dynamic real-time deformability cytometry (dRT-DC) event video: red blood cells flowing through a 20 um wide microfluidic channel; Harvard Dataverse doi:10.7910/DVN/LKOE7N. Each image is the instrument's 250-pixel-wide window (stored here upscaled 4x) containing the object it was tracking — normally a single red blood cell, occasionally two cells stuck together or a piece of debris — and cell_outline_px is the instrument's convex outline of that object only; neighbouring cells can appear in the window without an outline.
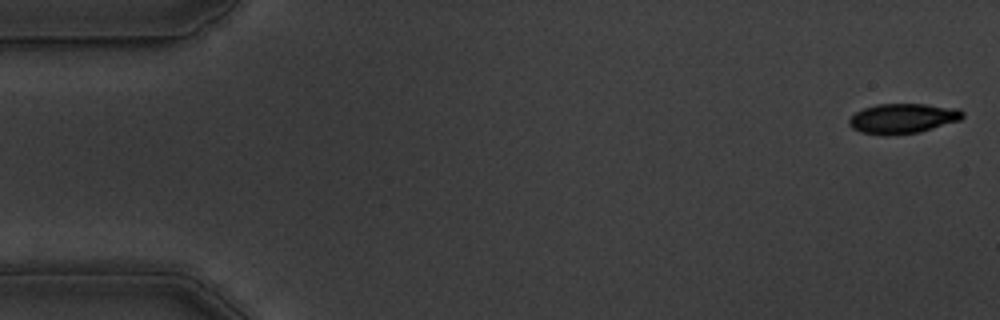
{"species": "common noctule bat (a hibernating species)", "species_latin": "Nyctalus noctula", "temperature_condition": "warm", "stored_images_in_passage": 55, "camera_frame_rate_fps": 3000, "um_per_image_px": 0.085, "animal": {"sex": "male", "body_mass_g": 19.5, "forearm_length_mm": 54.6}, "frame": {"image": 1, "passage_image": 1, "time_ms": 0.0, "image_size_px": [1000, 320], "cell_outline_px": [[964, 116], [960, 120], [920, 132], [888, 136], [884, 136], [860, 132], [852, 128], [848, 124], [848, 120], [856, 112], [864, 108], [876, 104], [924, 104], [960, 108], [964, 112]], "centroid_in_image_um": [76.74, 10.07], "position_along_channel_um": 8.3, "area_um2": 20.06}}
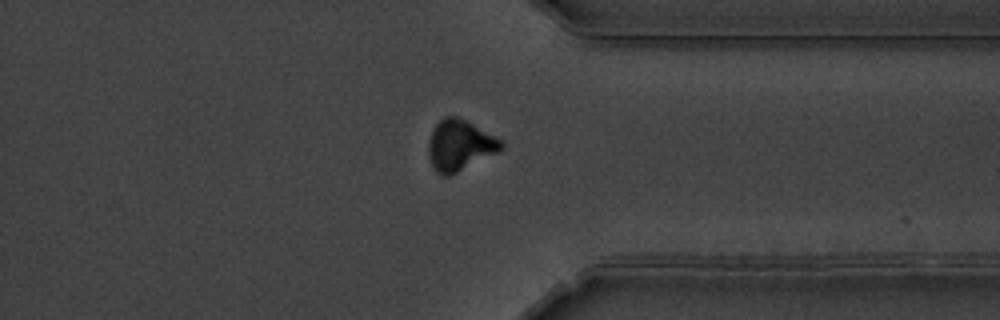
{"frame": {"image": 2, "passage_image": 42, "time_ms": 13.667, "image_size_px": [1000, 320], "cell_outline_px": [[504, 148], [448, 176], [440, 176], [432, 168], [428, 152], [428, 140], [432, 128], [444, 116], [456, 116], [504, 140]], "centroid_in_image_um": [39.04, 12.34], "position_along_channel_um": 372.4, "area_um2": 21.39}}
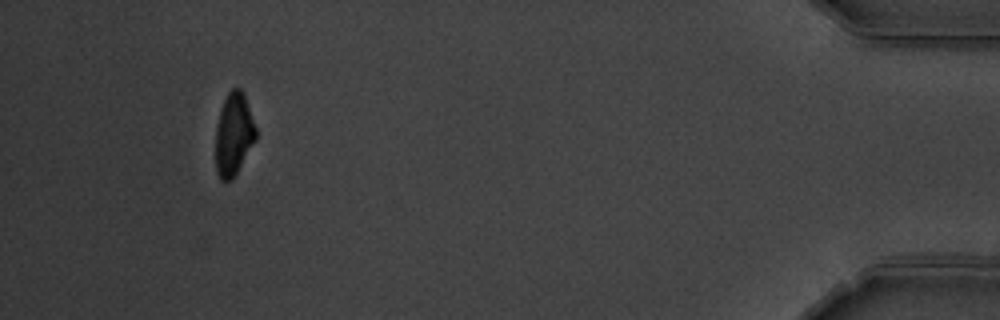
{"frame": {"image": 3, "passage_image": 51, "time_ms": 16.667, "image_size_px": [1000, 320], "cell_outline_px": [[256, 140], [232, 180], [220, 180], [216, 172], [216, 124], [224, 100], [228, 92], [232, 88], [240, 88], [244, 92], [256, 128]], "centroid_in_image_um": [19.87, 11.41], "position_along_channel_um": 415.3, "area_um2": 19.36}, "authors_computed_cell_mechanics": {"area_um2": 21.1548, "velocity_mm_per_s": 3.6462, "shape_relaxation_time_tau1_ms": 2.837, "shape_relaxation_time_tau2_ms": 3.0144, "deformation_change_tau1": 0.1515, "deformation_change_tau2": 0.0774}}